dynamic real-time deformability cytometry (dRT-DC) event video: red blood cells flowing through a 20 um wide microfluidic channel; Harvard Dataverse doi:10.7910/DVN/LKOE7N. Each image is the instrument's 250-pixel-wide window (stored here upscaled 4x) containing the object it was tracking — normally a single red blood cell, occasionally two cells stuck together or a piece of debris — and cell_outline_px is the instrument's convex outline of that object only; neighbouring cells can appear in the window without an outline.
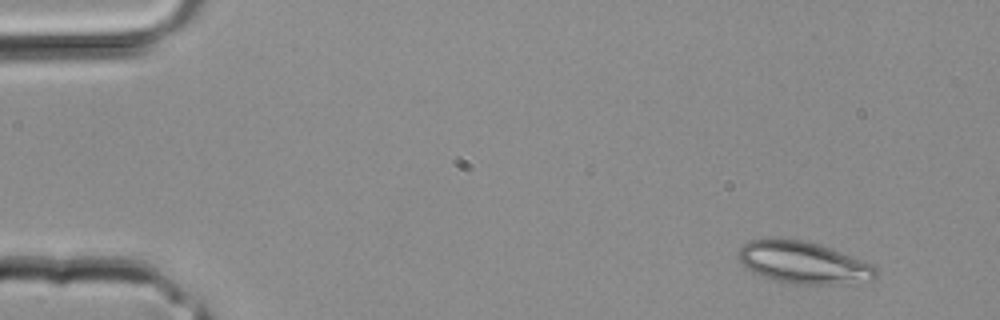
{"species": "common noctule bat (a hibernating species)", "species_latin": "Nyctalus noctula", "temperature_condition": "room temperature", "stored_images_in_passage": 3, "camera_frame_rate_fps": 3000, "um_per_image_px": 0.085, "animal": {"sex": "male", "body_mass_g": 20.4}, "frame": {"image": 1, "passage_image": 1, "time_ms": 0.0, "image_size_px": [1000, 320], "cell_outline_px": [[876, 276], [872, 280], [848, 284], [788, 284], [764, 276], [748, 268], [740, 260], [740, 248], [748, 240], [804, 240], [820, 244], [872, 264], [876, 268]], "centroid_in_image_um": [68.35, 22.35], "position_along_channel_um": 16.6, "area_um2": 33.0}}